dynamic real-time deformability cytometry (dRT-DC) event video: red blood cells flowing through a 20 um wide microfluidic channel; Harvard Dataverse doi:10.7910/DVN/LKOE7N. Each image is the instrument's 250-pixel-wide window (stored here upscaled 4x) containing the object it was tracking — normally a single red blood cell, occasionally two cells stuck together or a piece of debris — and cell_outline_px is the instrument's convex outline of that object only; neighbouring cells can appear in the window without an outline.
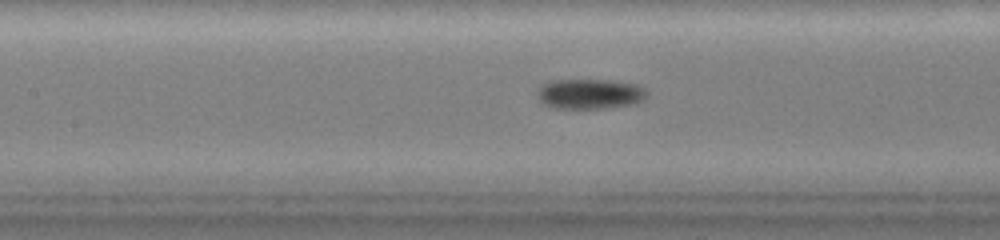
{"species": "common noctule bat (a hibernating species)", "species_latin": "Nyctalus noctula", "temperature_condition": "warm", "stored_images_in_passage": 73, "camera_frame_rate_fps": 3000, "um_per_image_px": 0.085, "animal": {"sex": "female", "body_mass_g": 19.0, "forearm_length_mm": 51.5}, "frame": {"image": 1, "passage_image": 34, "time_ms": 11.0, "image_size_px": [1000, 240], "cell_outline_px": [[648, 92], [644, 100], [632, 104], [604, 108], [556, 108], [544, 104], [536, 96], [536, 92], [540, 84], [552, 80], [612, 80], [636, 84], [648, 88]], "centroid_in_image_um": [50.14, 7.97], "position_along_channel_um": 157.3, "area_um2": 19.48}}
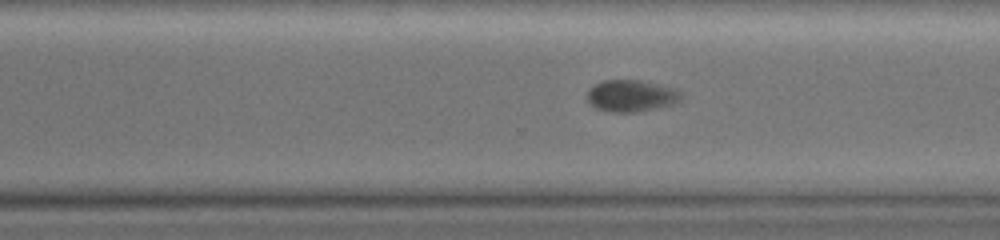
{"frame": {"image": 2, "passage_image": 52, "time_ms": 17.0, "image_size_px": [1000, 240], "cell_outline_px": [[684, 96], [680, 100], [672, 104], [656, 108], [632, 112], [608, 112], [596, 108], [584, 96], [588, 88], [604, 80], [640, 80], [672, 88], [680, 92]], "centroid_in_image_um": [53.6, 8.14], "position_along_channel_um": 317.0, "area_um2": 17.34}}
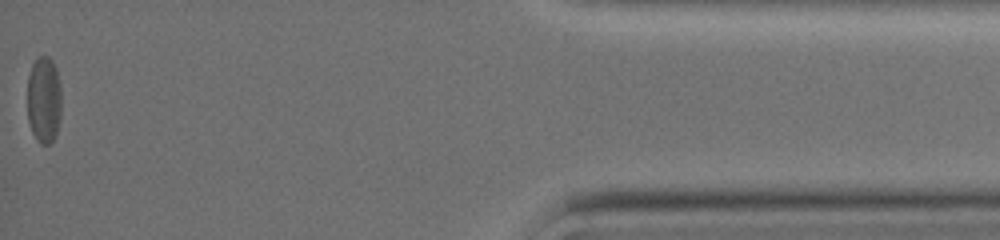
{"frame": {"image": 3, "passage_image": 73, "time_ms": 24.0, "image_size_px": [1000, 240], "cell_outline_px": [[60, 116], [56, 136], [48, 144], [40, 144], [36, 140], [32, 132], [28, 120], [28, 76], [32, 64], [40, 56], [48, 56], [52, 60], [56, 68], [60, 84]], "centroid_in_image_um": [3.73, 8.49], "position_along_channel_um": 431.5, "area_um2": 17.28}, "authors_computed_cell_mechanics": {"area_um2": 18.785, "velocity_mm_per_s": 2.6617, "shape_relaxation_time_tau1_ms": null, "shape_relaxation_time_tau2_ms": 2.5024, "deformation_change_tau1": null, "deformation_change_tau2": 0.0389}}